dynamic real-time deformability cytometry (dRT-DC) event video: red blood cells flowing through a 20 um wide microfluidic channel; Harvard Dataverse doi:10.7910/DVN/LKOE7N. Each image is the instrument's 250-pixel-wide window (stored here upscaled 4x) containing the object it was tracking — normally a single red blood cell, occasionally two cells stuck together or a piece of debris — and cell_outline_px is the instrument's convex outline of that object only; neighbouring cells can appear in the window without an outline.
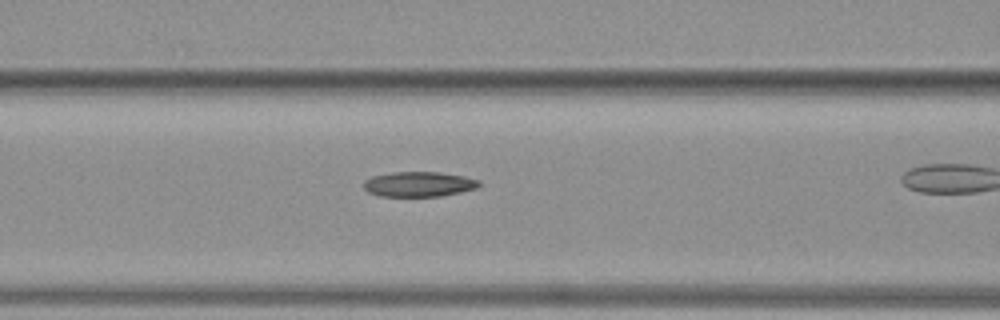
{"species": "common noctule bat (a hibernating species)", "species_latin": "Nyctalus noctula", "temperature_condition": "warm", "stored_images_in_passage": 10, "camera_frame_rate_fps": 3000, "um_per_image_px": 0.085, "animal": {"sex": "female", "body_mass_g": 19.3, "forearm_length_mm": 54.1}, "frame": {"image": 1, "passage_image": 3, "time_ms": 0.667, "image_size_px": [1000, 320], "cell_outline_px": [[480, 184], [476, 188], [460, 192], [440, 196], [380, 196], [368, 192], [364, 188], [364, 180], [372, 176], [392, 172], [440, 172], [464, 176], [480, 180]], "centroid_in_image_um": [35.59, 15.65], "position_along_channel_um": 131.0, "area_um2": 16.82}}
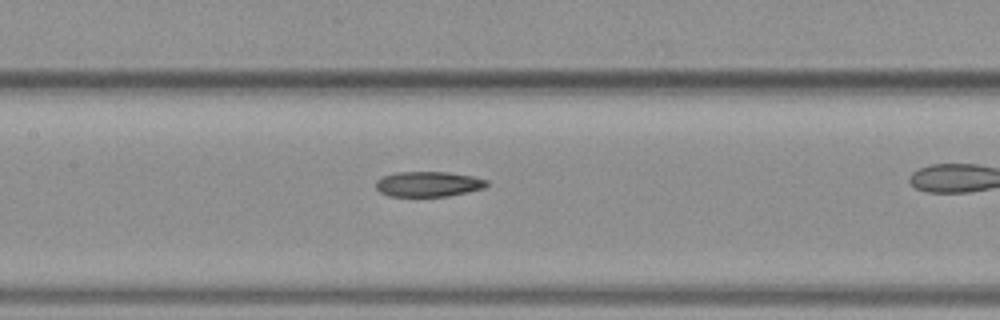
{"frame": {"image": 2, "passage_image": 6, "time_ms": 1.667, "image_size_px": [1000, 320], "cell_outline_px": [[488, 184], [484, 188], [448, 196], [388, 196], [380, 192], [376, 188], [376, 180], [380, 176], [396, 172], [448, 172], [472, 176], [488, 180]], "centroid_in_image_um": [36.37, 15.64], "position_along_channel_um": 171.0, "area_um2": 16.36}}